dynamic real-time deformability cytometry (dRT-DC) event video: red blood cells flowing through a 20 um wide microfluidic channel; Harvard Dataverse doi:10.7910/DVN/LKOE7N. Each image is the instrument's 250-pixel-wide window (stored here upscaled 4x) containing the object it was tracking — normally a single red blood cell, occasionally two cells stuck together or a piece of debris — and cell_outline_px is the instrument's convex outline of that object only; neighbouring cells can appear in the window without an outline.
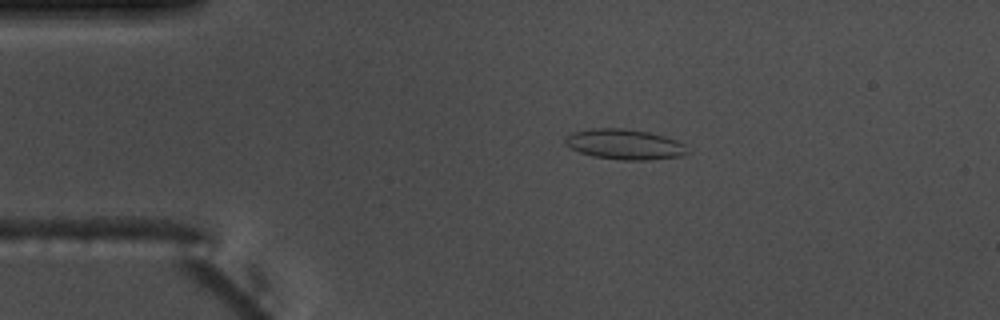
{"species": "common noctule bat (a hibernating species)", "species_latin": "Nyctalus noctula", "temperature_condition": "warm", "stored_images_in_passage": 46, "camera_frame_rate_fps": 3000, "um_per_image_px": 0.085, "animal": {"sex": "male", "body_mass_g": 17.5, "forearm_length_mm": 52.3}, "frame": {"image": 1, "passage_image": 2, "time_ms": 0.333, "image_size_px": [1000, 320], "cell_outline_px": [[688, 152], [680, 156], [644, 160], [620, 160], [592, 156], [580, 152], [564, 144], [564, 140], [572, 132], [592, 128], [624, 128], [648, 132], [664, 136], [676, 140], [684, 144]], "centroid_in_image_um": [53.06, 12.26], "position_along_channel_um": 31.9, "area_um2": 21.44}}
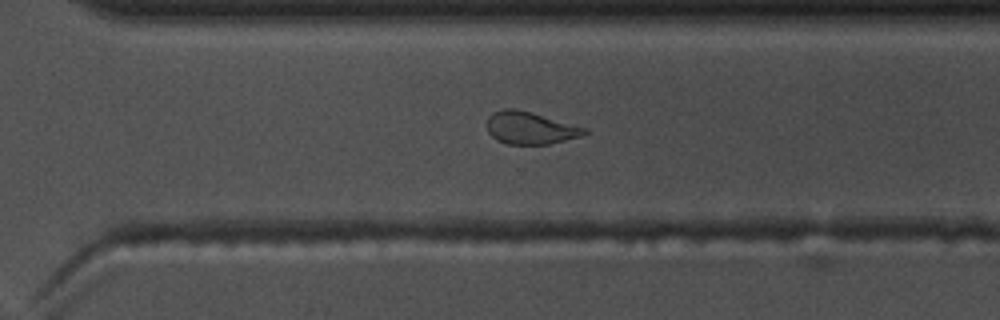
{"frame": {"image": 2, "passage_image": 29, "time_ms": 9.333, "image_size_px": [1000, 320], "cell_outline_px": [[588, 132], [580, 136], [548, 144], [508, 144], [496, 140], [488, 132], [484, 124], [488, 116], [492, 112], [504, 108], [516, 108], [532, 112], [588, 128]], "centroid_in_image_um": [45.01, 10.86], "position_along_channel_um": 325.6, "area_um2": 18.67}}
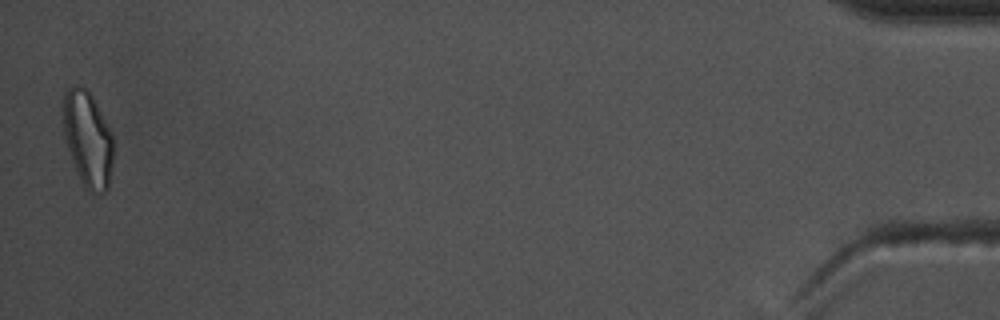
{"frame": {"image": 3, "passage_image": 45, "time_ms": 14.667, "image_size_px": [1000, 320], "cell_outline_px": [[112, 164], [108, 188], [100, 196], [92, 196], [84, 188], [80, 180], [72, 160], [64, 136], [60, 120], [60, 108], [64, 92], [72, 84], [80, 84], [92, 96], [112, 132]], "centroid_in_image_um": [7.41, 11.81], "position_along_channel_um": 427.8, "area_um2": 28.9}, "authors_computed_cell_mechanics": {"area_um2": 19.6231, "velocity_mm_per_s": 3.7403, "shape_relaxation_time_tau1_ms": null, "shape_relaxation_time_tau2_ms": 1.5257, "deformation_change_tau1": null, "deformation_change_tau2": 0.0795}}